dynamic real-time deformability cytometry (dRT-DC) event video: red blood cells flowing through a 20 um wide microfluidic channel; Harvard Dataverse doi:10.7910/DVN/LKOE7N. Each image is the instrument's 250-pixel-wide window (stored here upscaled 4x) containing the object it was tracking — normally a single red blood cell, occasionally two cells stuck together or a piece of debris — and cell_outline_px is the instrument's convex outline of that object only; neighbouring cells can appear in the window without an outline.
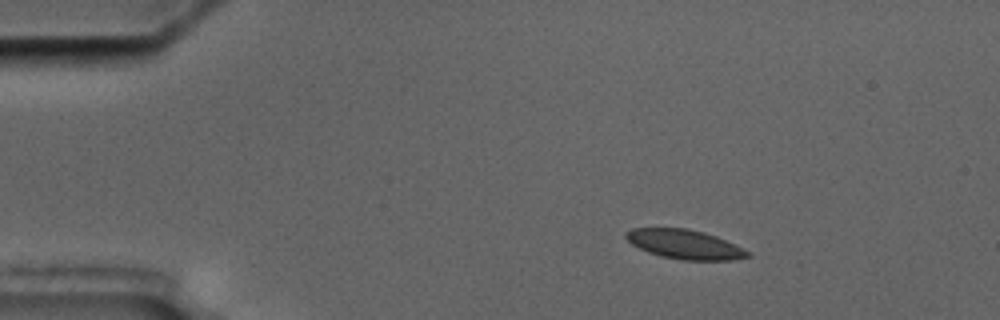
{"species": "common noctule bat (a hibernating species)", "species_latin": "Nyctalus noctula", "temperature_condition": "cold", "stored_images_in_passage": 4, "camera_frame_rate_fps": 3000, "um_per_image_px": 0.085, "animal": {"sex": "male", "body_mass_g": 17.5, "forearm_length_mm": 52.3}, "frame": {"image": 1, "passage_image": 2, "time_ms": 1.333, "image_size_px": [1000, 320], "cell_outline_px": [[752, 256], [732, 260], [680, 260], [660, 256], [648, 252], [632, 244], [624, 236], [624, 232], [632, 228], [688, 228], [704, 232], [716, 236], [752, 252]], "centroid_in_image_um": [58.21, 20.77], "position_along_channel_um": 26.8, "area_um2": 20.92}}